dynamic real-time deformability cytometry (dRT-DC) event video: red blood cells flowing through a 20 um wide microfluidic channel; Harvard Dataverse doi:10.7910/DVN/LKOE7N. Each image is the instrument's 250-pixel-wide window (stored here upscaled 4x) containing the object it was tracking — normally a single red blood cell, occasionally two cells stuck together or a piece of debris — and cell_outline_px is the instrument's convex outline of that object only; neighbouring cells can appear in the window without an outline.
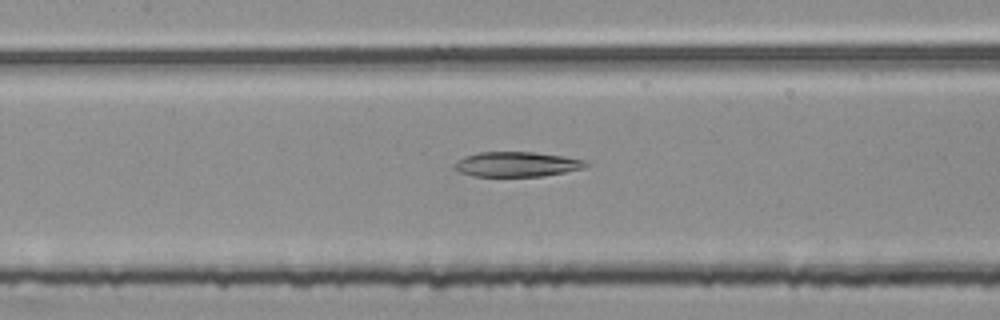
{"species": "common noctule bat (a hibernating species)", "species_latin": "Nyctalus noctula", "temperature_condition": "room temperature", "stored_images_in_passage": 45, "camera_frame_rate_fps": 3000, "um_per_image_px": 0.085, "animal": {"sex": "female", "body_mass_g": 25.1}, "frame": {"image": 1, "passage_image": 16, "time_ms": 5.0, "image_size_px": [1000, 320], "cell_outline_px": [[588, 164], [584, 168], [544, 176], [472, 176], [460, 172], [452, 168], [452, 164], [456, 160], [464, 156], [476, 152], [536, 152], [564, 156], [588, 160]], "centroid_in_image_um": [43.89, 13.95], "position_along_channel_um": 163.5, "area_um2": 19.36}}
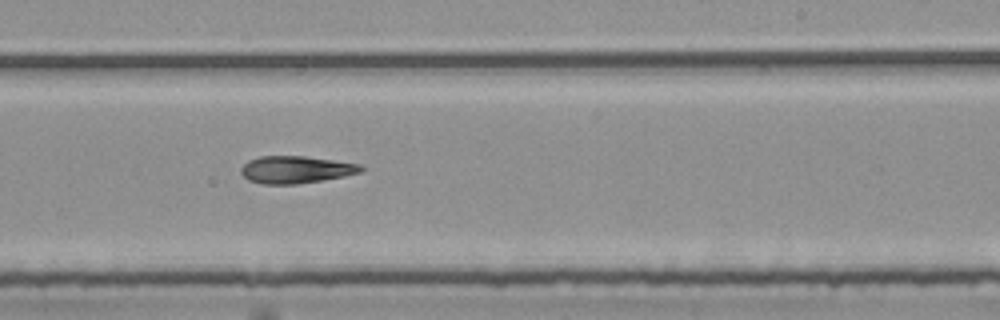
{"frame": {"image": 2, "passage_image": 24, "time_ms": 7.667, "image_size_px": [1000, 320], "cell_outline_px": [[364, 168], [360, 172], [344, 176], [296, 184], [264, 184], [248, 180], [240, 172], [240, 168], [248, 160], [260, 156], [304, 156], [360, 164]], "centroid_in_image_um": [25.1, 14.41], "position_along_channel_um": 263.9, "area_um2": 18.9}}
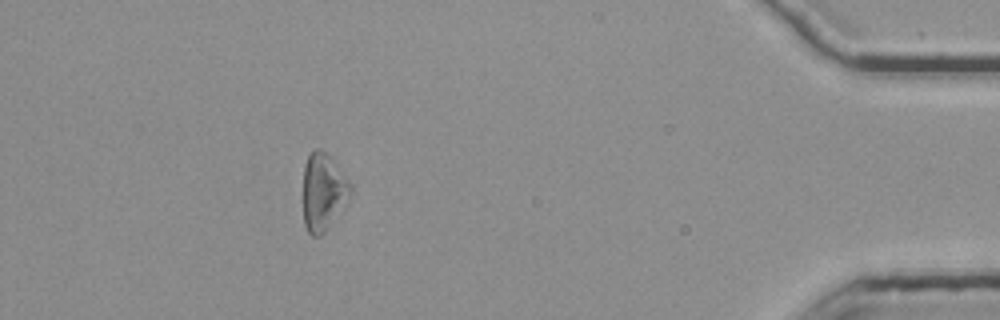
{"frame": {"image": 3, "passage_image": 40, "time_ms": 13.0, "image_size_px": [1000, 320], "cell_outline_px": [[352, 192], [348, 200], [324, 232], [320, 236], [312, 236], [308, 232], [304, 224], [304, 164], [312, 148], [320, 148], [332, 160], [352, 184]], "centroid_in_image_um": [27.47, 16.3], "position_along_channel_um": 407.7, "area_um2": 21.1}}